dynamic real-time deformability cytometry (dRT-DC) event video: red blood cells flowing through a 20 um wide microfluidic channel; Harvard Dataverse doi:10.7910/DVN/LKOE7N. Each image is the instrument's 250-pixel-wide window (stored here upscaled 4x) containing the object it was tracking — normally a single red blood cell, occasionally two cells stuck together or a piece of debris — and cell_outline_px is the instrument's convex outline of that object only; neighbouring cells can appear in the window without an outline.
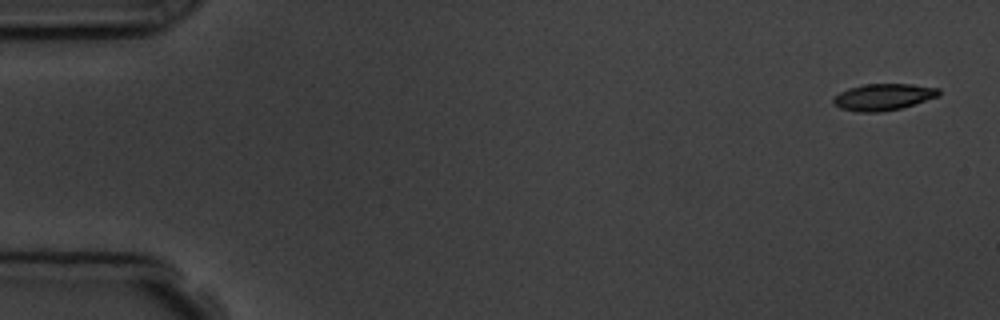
{"species": "common noctule bat (a hibernating species)", "species_latin": "Nyctalus noctula", "temperature_condition": "room temperature", "stored_images_in_passage": 5, "camera_frame_rate_fps": 3000, "um_per_image_px": 0.085, "animal": {"sex": "male", "body_mass_g": 19.5, "forearm_length_mm": 54.6}, "frame": {"image": 1, "passage_image": 1, "time_ms": 0.0, "image_size_px": [1000, 320], "cell_outline_px": [[940, 96], [900, 108], [880, 112], [856, 112], [840, 108], [832, 104], [832, 100], [840, 92], [848, 88], [864, 84], [912, 84], [940, 88]], "centroid_in_image_um": [75.07, 8.24], "position_along_channel_um": 9.9, "area_um2": 16.42}}
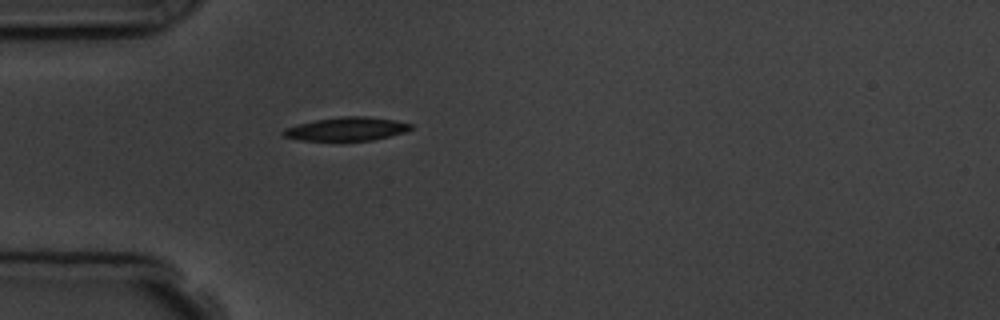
{"frame": {"image": 2, "passage_image": 5, "time_ms": 4.667, "image_size_px": [1000, 320], "cell_outline_px": [[412, 128], [404, 132], [372, 140], [300, 140], [284, 136], [280, 132], [284, 128], [316, 120], [344, 116], [368, 116], [396, 120], [412, 124]], "centroid_in_image_um": [29.47, 10.95], "position_along_channel_um": 55.5, "area_um2": 17.22}}